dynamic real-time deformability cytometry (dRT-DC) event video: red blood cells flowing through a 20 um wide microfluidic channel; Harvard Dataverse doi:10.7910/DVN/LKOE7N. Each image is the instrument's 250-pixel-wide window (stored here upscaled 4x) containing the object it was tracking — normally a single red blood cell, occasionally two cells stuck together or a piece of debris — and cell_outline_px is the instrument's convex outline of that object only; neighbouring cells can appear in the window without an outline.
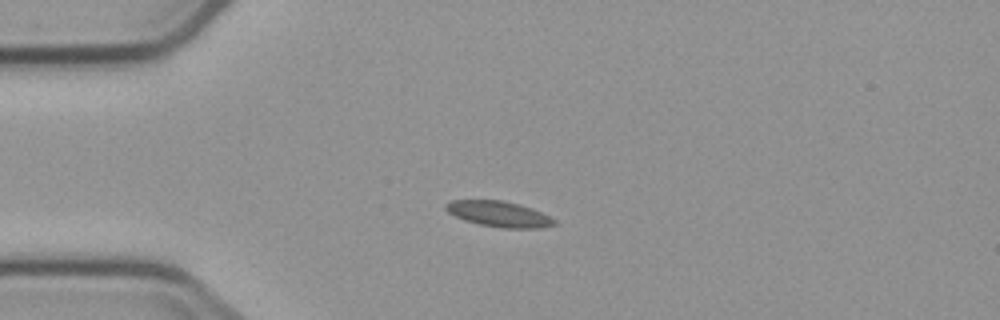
{"species": "common noctule bat (a hibernating species)", "species_latin": "Nyctalus noctula", "temperature_condition": "cold", "stored_images_in_passage": 5, "camera_frame_rate_fps": 3000, "um_per_image_px": 0.085, "animal": {"sex": "male", "body_mass_g": 23.1, "forearm_length_mm": 52.7}, "frame": {"image": 1, "passage_image": 4, "time_ms": 3.667, "image_size_px": [1000, 320], "cell_outline_px": [[556, 224], [544, 228], [500, 228], [480, 224], [464, 220], [448, 212], [444, 208], [444, 204], [452, 200], [504, 200], [520, 204], [532, 208], [556, 220]], "centroid_in_image_um": [42.41, 18.19], "position_along_channel_um": 42.6, "area_um2": 16.3}}